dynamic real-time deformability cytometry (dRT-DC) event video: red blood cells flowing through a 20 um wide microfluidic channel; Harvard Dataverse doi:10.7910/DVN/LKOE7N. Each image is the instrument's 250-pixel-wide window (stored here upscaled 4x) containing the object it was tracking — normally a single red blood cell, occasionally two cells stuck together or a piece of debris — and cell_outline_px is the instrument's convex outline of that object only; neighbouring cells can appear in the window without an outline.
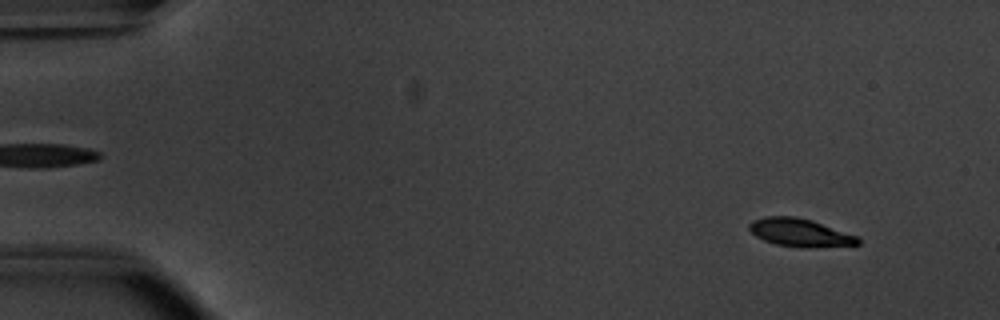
{"species": "common noctule bat (a hibernating species)", "species_latin": "Nyctalus noctula", "temperature_condition": "warm", "stored_images_in_passage": 54, "camera_frame_rate_fps": 3000, "um_per_image_px": 0.085, "animal": {"sex": "male", "body_mass_g": 20.1, "forearm_length_mm": 53.5}, "frame": {"image": 1, "passage_image": 5, "time_ms": 1.333, "image_size_px": [1000, 320], "cell_outline_px": [[860, 244], [808, 248], [776, 244], [764, 240], [756, 236], [748, 228], [748, 224], [752, 220], [764, 216], [796, 216], [812, 220], [856, 236], [860, 240]], "centroid_in_image_um": [67.96, 19.76], "position_along_channel_um": 17.0, "area_um2": 17.63}}
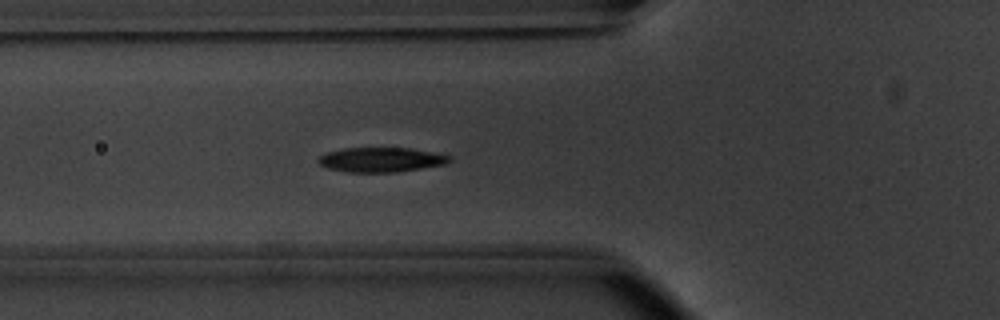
{"frame": {"image": 2, "passage_image": 20, "time_ms": 6.333, "image_size_px": [1000, 320], "cell_outline_px": [[452, 160], [448, 164], [396, 172], [348, 172], [328, 168], [320, 164], [316, 160], [320, 156], [328, 152], [344, 148], [412, 148], [452, 156]], "centroid_in_image_um": [32.43, 13.57], "position_along_channel_um": 93.4, "area_um2": 18.84}}
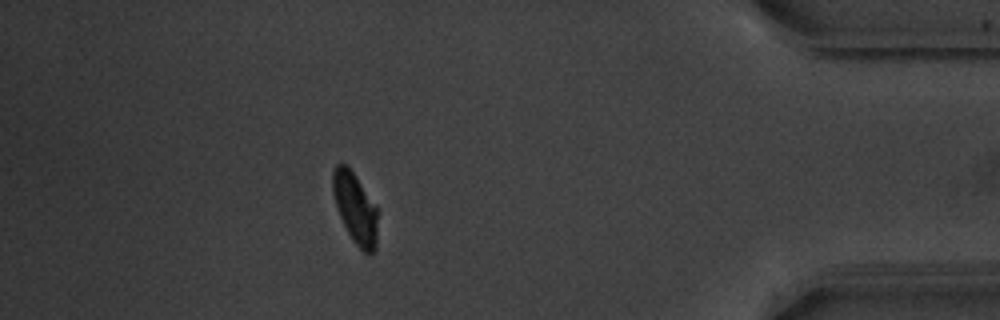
{"frame": {"image": 3, "passage_image": 48, "time_ms": 15.667, "image_size_px": [1000, 320], "cell_outline_px": [[376, 248], [368, 256], [352, 240], [340, 216], [332, 192], [332, 172], [336, 164], [344, 164], [356, 176], [376, 208]], "centroid_in_image_um": [30.17, 17.7], "position_along_channel_um": 405.0, "area_um2": 17.98}, "authors_computed_cell_mechanics": {"area_um2": 18.7561, "velocity_mm_per_s": 3.7824, "shape_relaxation_time_tau1_ms": 2.0594, "shape_relaxation_time_tau2_ms": null, "deformation_change_tau1": 0.1347, "deformation_change_tau2": null}}